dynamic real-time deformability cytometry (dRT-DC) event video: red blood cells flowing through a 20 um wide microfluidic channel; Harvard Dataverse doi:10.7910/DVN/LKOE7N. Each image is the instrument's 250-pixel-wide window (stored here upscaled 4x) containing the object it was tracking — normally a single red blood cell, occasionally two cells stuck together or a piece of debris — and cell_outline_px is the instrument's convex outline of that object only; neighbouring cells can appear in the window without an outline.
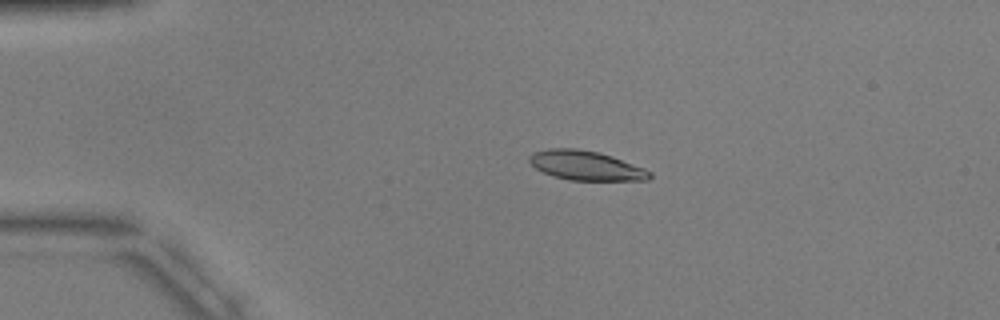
{"species": "common noctule bat (a hibernating species)", "species_latin": "Nyctalus noctula", "temperature_condition": "warm", "stored_images_in_passage": 3, "camera_frame_rate_fps": 3000, "um_per_image_px": 0.085, "animal": {"sex": "male", "body_mass_g": 17.9, "forearm_length_mm": 54.2}, "frame": {"image": 1, "passage_image": 1, "time_ms": 0.0, "image_size_px": [1000, 320], "cell_outline_px": [[652, 176], [648, 180], [568, 180], [552, 176], [536, 168], [528, 160], [528, 156], [532, 152], [548, 148], [576, 148], [600, 152], [612, 156], [644, 168], [652, 172]], "centroid_in_image_um": [49.78, 14.06], "position_along_channel_um": 35.2, "area_um2": 20.75}}
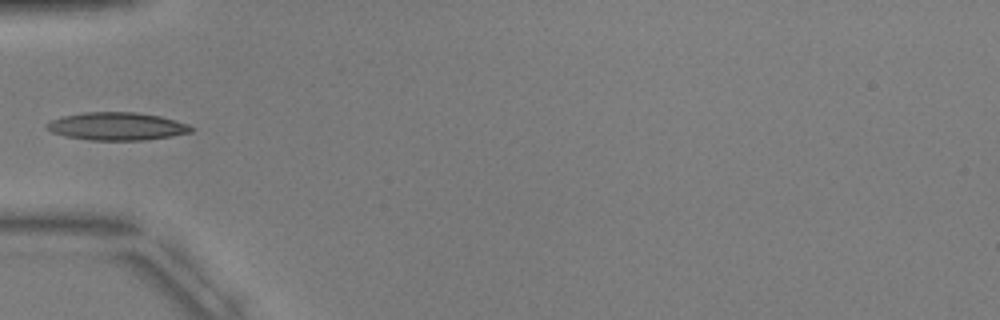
{"frame": {"image": 2, "passage_image": 3, "time_ms": 2.333, "image_size_px": [1000, 320], "cell_outline_px": [[192, 132], [172, 136], [144, 140], [92, 140], [64, 136], [52, 132], [48, 128], [48, 124], [52, 120], [64, 116], [84, 112], [136, 112], [160, 116], [188, 124], [192, 128]], "centroid_in_image_um": [9.97, 10.74], "position_along_channel_um": 75.0, "area_um2": 23.18}}